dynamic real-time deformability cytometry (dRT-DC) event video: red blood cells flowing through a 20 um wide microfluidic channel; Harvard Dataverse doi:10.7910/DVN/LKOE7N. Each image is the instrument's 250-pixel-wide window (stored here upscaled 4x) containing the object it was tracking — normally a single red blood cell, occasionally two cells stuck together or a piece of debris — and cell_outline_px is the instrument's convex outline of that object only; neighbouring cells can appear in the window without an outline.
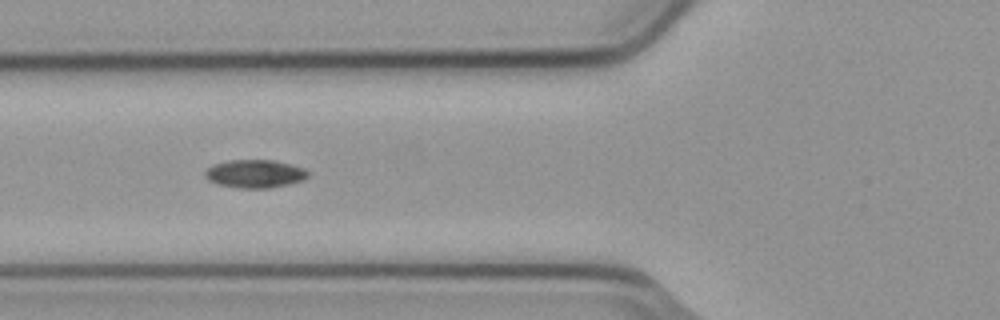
{"species": "common noctule bat (a hibernating species)", "species_latin": "Nyctalus noctula", "temperature_condition": "cold", "stored_images_in_passage": 4, "camera_frame_rate_fps": 3000, "um_per_image_px": 0.085, "animal": {"sex": "male", "body_mass_g": 23.1, "forearm_length_mm": 52.7}, "frame": {"image": 1, "passage_image": 3, "time_ms": 0.667, "image_size_px": [1000, 320], "cell_outline_px": [[308, 176], [300, 180], [288, 184], [272, 188], [240, 188], [216, 184], [208, 180], [204, 176], [204, 172], [212, 164], [228, 160], [272, 160], [304, 168], [308, 172]], "centroid_in_image_um": [21.6, 14.77], "position_along_channel_um": 104.2, "area_um2": 16.82}}
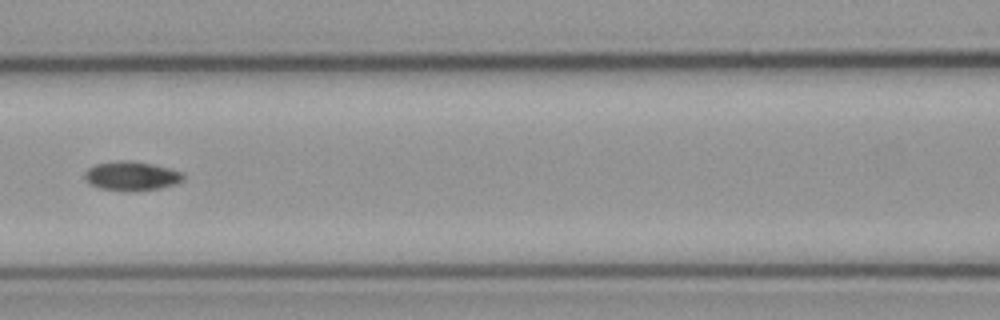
{"frame": {"image": 2, "passage_image": 4, "time_ms": 1.0, "image_size_px": [1000, 320], "cell_outline_px": [[184, 180], [176, 184], [160, 188], [136, 192], [128, 192], [100, 188], [88, 184], [84, 180], [84, 172], [88, 168], [96, 164], [152, 164], [168, 168], [180, 172], [184, 176]], "centroid_in_image_um": [11.18, 15.05], "position_along_channel_um": 155.4, "area_um2": 16.07}}